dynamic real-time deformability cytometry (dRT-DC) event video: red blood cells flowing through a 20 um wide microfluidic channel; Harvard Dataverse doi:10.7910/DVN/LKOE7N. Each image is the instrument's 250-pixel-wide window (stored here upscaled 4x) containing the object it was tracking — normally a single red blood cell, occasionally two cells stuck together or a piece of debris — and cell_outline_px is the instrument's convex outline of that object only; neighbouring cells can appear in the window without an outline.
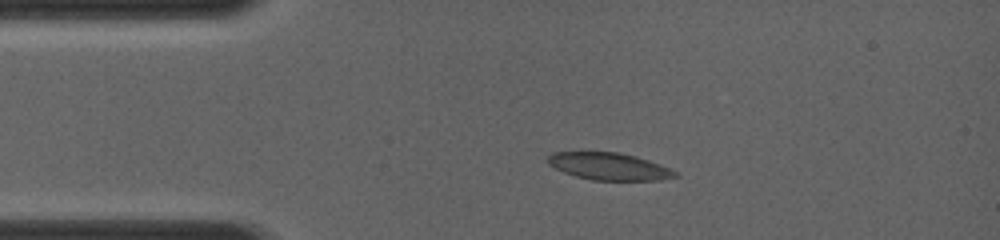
{"species": "common noctule bat (a hibernating species)", "species_latin": "Nyctalus noctula", "temperature_condition": "room temperature", "stored_images_in_passage": 7, "camera_frame_rate_fps": 4000, "um_per_image_px": 0.085, "animal": {"sex": "female", "body_mass_g": 19.0, "forearm_length_mm": 56.7}, "frame": {"image": 1, "passage_image": 5, "time_ms": 2.5, "image_size_px": [1000, 240], "cell_outline_px": [[680, 176], [660, 180], [592, 180], [576, 176], [564, 172], [548, 164], [544, 160], [552, 152], [620, 152], [636, 156], [660, 164], [676, 172]], "centroid_in_image_um": [51.75, 14.14], "position_along_channel_um": 33.2, "area_um2": 20.23}}